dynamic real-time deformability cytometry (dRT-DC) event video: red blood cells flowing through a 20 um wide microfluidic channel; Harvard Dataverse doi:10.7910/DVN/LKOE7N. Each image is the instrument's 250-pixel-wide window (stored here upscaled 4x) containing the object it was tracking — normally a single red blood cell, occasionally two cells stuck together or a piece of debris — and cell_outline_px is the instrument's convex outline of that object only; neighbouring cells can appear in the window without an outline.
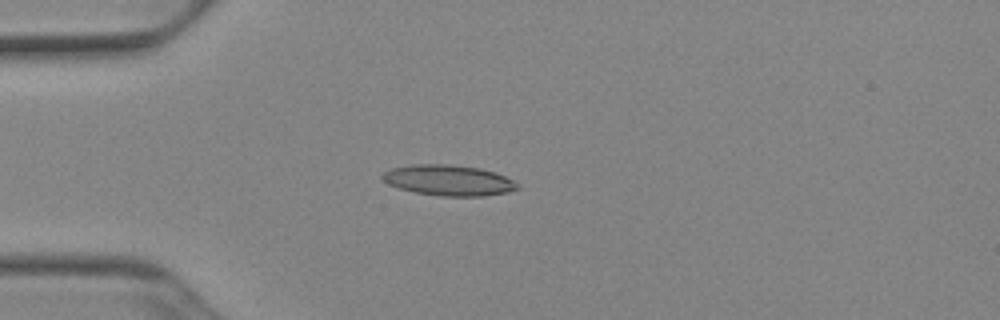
{"species": "Egyptian fruit bat (a non-hibernating species)", "species_latin": "Rousettus aegyptiacus", "temperature_condition": "cold", "stored_images_in_passage": 52, "camera_frame_rate_fps": 3000, "um_per_image_px": 0.085, "animal": {"sex": "female"}, "frame": {"image": 1, "passage_image": 14, "time_ms": 4.333, "image_size_px": [1000, 320], "cell_outline_px": [[520, 188], [508, 192], [484, 196], [440, 196], [416, 192], [400, 188], [388, 184], [380, 176], [384, 172], [392, 168], [412, 164], [444, 164], [480, 168], [496, 172], [520, 184]], "centroid_in_image_um": [38.15, 15.32], "position_along_channel_um": 46.8, "area_um2": 24.1}}
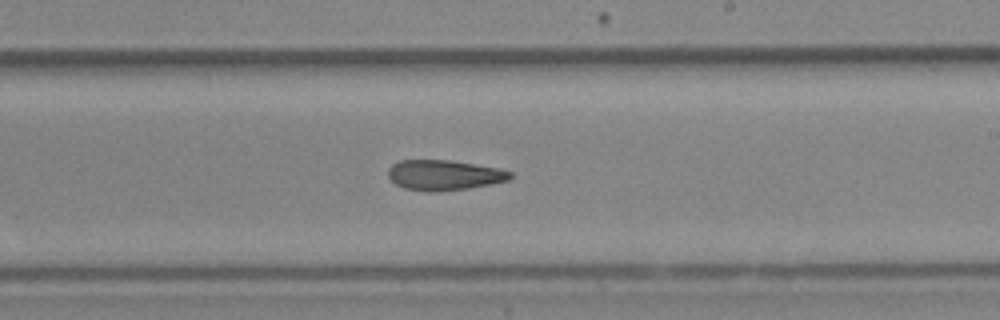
{"frame": {"image": 2, "passage_image": 31, "time_ms": 10.0, "image_size_px": [1000, 320], "cell_outline_px": [[512, 176], [508, 180], [492, 184], [468, 188], [436, 192], [428, 192], [404, 188], [396, 184], [388, 176], [388, 168], [392, 164], [400, 160], [448, 160], [500, 168], [512, 172]], "centroid_in_image_um": [37.74, 14.88], "position_along_channel_um": 251.3, "area_um2": 21.56}}
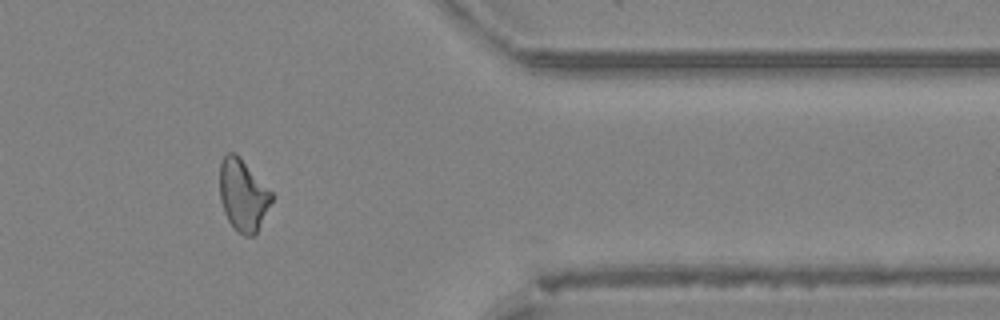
{"frame": {"image": 3, "passage_image": 43, "time_ms": 14.0, "image_size_px": [1000, 320], "cell_outline_px": [[272, 200], [256, 236], [244, 236], [228, 220], [224, 212], [220, 200], [220, 164], [224, 156], [228, 152], [236, 152], [240, 156], [272, 192]], "centroid_in_image_um": [20.66, 16.57], "position_along_channel_um": 390.7, "area_um2": 21.68}, "authors_computed_cell_mechanics": {"area_um2": 22.1085, "velocity_mm_per_s": 3.9387, "shape_relaxation_time_tau1_ms": null, "shape_relaxation_time_tau2_ms": 9.6042, "deformation_change_tau1": null, "deformation_change_tau2": 0.2222}}